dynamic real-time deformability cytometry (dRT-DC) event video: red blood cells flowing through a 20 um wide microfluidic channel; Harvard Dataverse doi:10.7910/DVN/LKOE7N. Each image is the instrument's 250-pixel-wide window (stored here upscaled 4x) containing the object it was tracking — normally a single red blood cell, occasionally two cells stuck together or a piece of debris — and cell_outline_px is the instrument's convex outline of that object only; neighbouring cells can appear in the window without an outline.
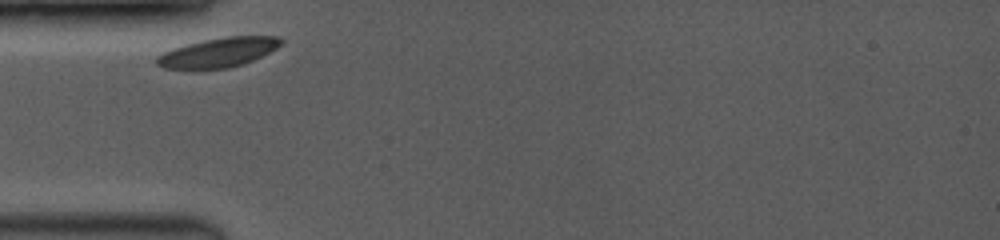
{"species": "common noctule bat (a hibernating species)", "species_latin": "Nyctalus noctula", "temperature_condition": "room temperature", "stored_images_in_passage": 14, "camera_frame_rate_fps": 3500, "um_per_image_px": 0.085, "animal": {"sex": "female", "body_mass_g": 19.0, "forearm_length_mm": 53.3}, "frame": {"image": 1, "passage_image": 1, "time_ms": 0.0, "image_size_px": [1000, 240], "cell_outline_px": [[284, 40], [276, 48], [252, 60], [228, 68], [200, 72], [188, 72], [164, 68], [156, 64], [156, 56], [164, 52], [184, 44], [224, 36], [280, 36]], "centroid_in_image_um": [18.45, 4.51], "position_along_channel_um": 66.5, "area_um2": 22.08}}
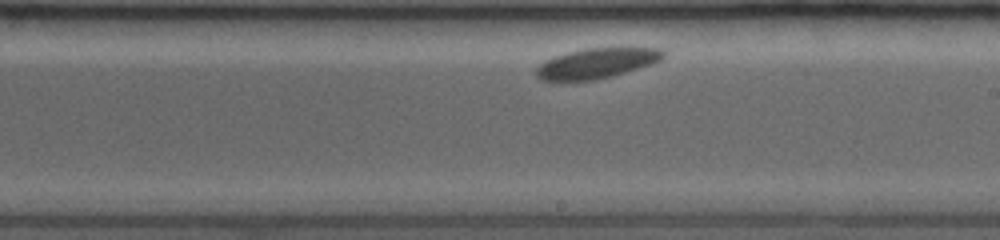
{"frame": {"image": 2, "passage_image": 7, "time_ms": 4.857, "image_size_px": [1000, 240], "cell_outline_px": [[668, 52], [660, 60], [652, 64], [612, 76], [596, 80], [540, 80], [536, 76], [536, 68], [544, 60], [568, 52], [584, 48], [660, 48]], "centroid_in_image_um": [50.73, 5.37], "position_along_channel_um": 238.3, "area_um2": 22.25}}
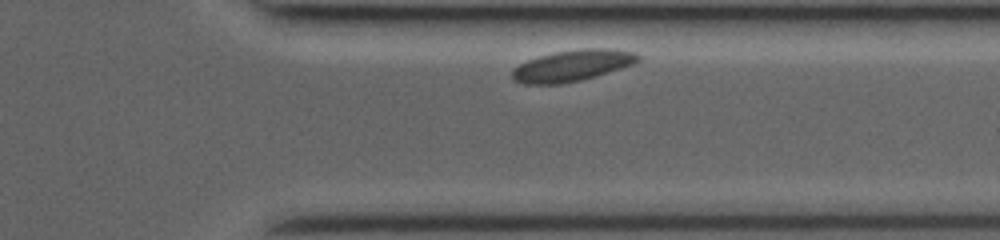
{"frame": {"image": 3, "passage_image": 14, "time_ms": 8.286, "image_size_px": [1000, 240], "cell_outline_px": [[640, 60], [632, 64], [620, 68], [580, 80], [560, 84], [524, 84], [512, 80], [512, 68], [528, 60], [540, 56], [556, 52], [584, 48], [612, 48], [636, 52], [640, 56]], "centroid_in_image_um": [48.63, 5.57], "position_along_channel_um": 362.8, "area_um2": 22.77}}